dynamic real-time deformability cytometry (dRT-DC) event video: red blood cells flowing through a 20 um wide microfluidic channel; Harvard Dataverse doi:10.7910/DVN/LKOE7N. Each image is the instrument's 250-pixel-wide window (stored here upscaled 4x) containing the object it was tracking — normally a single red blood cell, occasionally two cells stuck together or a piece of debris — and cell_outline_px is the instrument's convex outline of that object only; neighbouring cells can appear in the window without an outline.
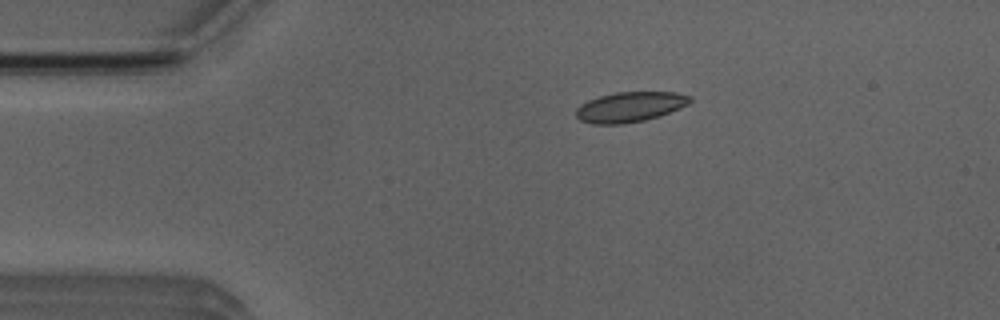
{"species": "Egyptian fruit bat (a non-hibernating species)", "species_latin": "Rousettus aegyptiacus", "temperature_condition": "room temperature", "stored_images_in_passage": 4, "camera_frame_rate_fps": 3000, "um_per_image_px": 0.085, "animal": {"sex": "male"}, "frame": {"image": 1, "passage_image": 3, "time_ms": 2.333, "image_size_px": [1000, 320], "cell_outline_px": [[692, 100], [688, 104], [680, 108], [660, 116], [644, 120], [624, 124], [592, 124], [580, 120], [576, 116], [576, 108], [580, 104], [588, 100], [600, 96], [616, 92], [676, 92], [692, 96]], "centroid_in_image_um": [53.55, 9.09], "position_along_channel_um": 31.5, "area_um2": 20.11}}